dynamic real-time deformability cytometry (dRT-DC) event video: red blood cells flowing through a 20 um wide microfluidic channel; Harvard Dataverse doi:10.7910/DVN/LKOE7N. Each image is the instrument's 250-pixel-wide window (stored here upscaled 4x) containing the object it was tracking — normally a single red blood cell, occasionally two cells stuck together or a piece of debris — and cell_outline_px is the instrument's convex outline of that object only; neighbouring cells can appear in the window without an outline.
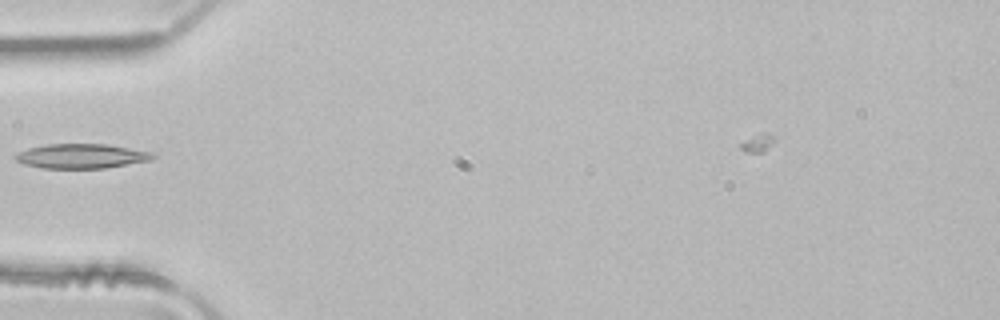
{"species": "common noctule bat (a hibernating species)", "species_latin": "Nyctalus noctula", "temperature_condition": "room temperature", "stored_images_in_passage": 4, "camera_frame_rate_fps": 3000, "um_per_image_px": 0.085, "animal": {"sex": "male", "body_mass_g": 21.5, "forearm_length_mm": 52.0}, "frame": {"image": 1, "passage_image": 4, "time_ms": 1.0, "image_size_px": [1000, 320], "cell_outline_px": [[156, 156], [152, 160], [104, 168], [40, 168], [24, 164], [16, 160], [16, 156], [20, 152], [28, 148], [48, 144], [108, 144], [152, 152]], "centroid_in_image_um": [6.95, 13.27], "position_along_channel_um": 78.0, "area_um2": 19.54}}